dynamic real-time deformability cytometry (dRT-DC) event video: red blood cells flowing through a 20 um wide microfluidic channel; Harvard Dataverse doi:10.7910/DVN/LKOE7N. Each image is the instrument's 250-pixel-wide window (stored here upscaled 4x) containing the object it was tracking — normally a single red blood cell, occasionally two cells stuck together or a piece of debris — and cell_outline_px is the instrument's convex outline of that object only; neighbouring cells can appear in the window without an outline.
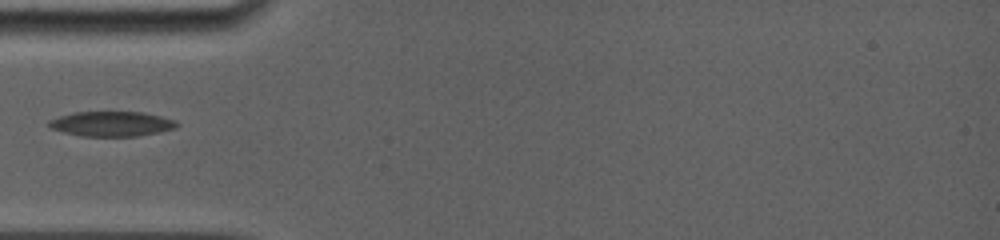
{"species": "common noctule bat (a hibernating species)", "species_latin": "Nyctalus noctula", "temperature_condition": "room temperature", "stored_images_in_passage": 33, "camera_frame_rate_fps": 5000, "um_per_image_px": 0.085, "animal": {"sex": "female", "body_mass_g": 19.0, "forearm_length_mm": 56.7}, "frame": {"image": 1, "passage_image": 1, "time_ms": 0.0, "image_size_px": [1000, 240], "cell_outline_px": [[180, 124], [176, 128], [160, 132], [136, 136], [84, 136], [64, 132], [48, 128], [48, 120], [72, 112], [144, 112], [176, 120]], "centroid_in_image_um": [9.5, 10.52], "position_along_channel_um": 75.5, "area_um2": 18.67}}
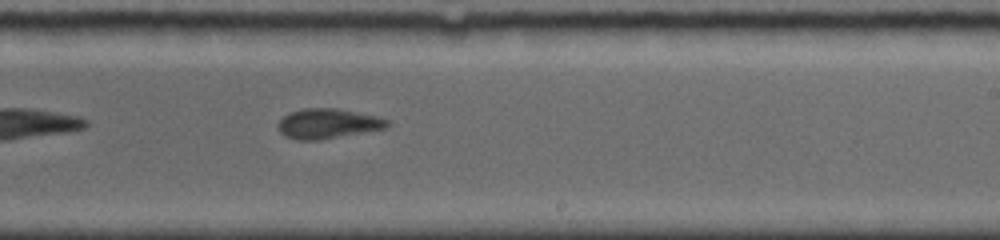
{"frame": {"image": 2, "passage_image": 10, "time_ms": 4.8, "image_size_px": [1000, 240], "cell_outline_px": [[392, 124], [384, 128], [316, 140], [300, 140], [284, 136], [280, 132], [280, 120], [284, 116], [292, 112], [304, 108], [336, 108], [376, 116], [392, 120]], "centroid_in_image_um": [27.9, 10.49], "position_along_channel_um": 261.1, "area_um2": 18.61}}
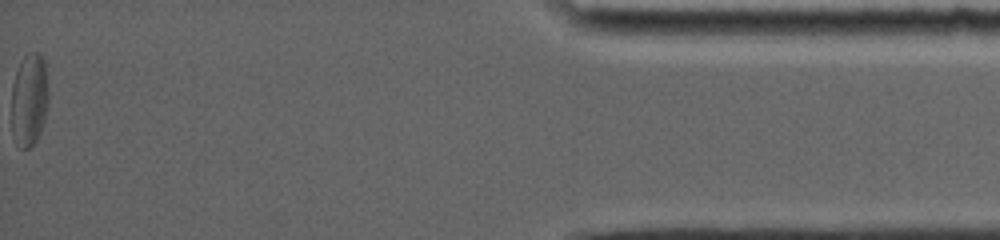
{"frame": {"image": 3, "passage_image": 33, "time_ms": 11.2, "image_size_px": [1000, 240], "cell_outline_px": [[48, 104], [44, 124], [36, 140], [28, 148], [20, 148], [12, 136], [12, 84], [16, 72], [24, 56], [28, 52], [40, 52], [44, 60], [48, 88]], "centroid_in_image_um": [2.49, 8.47], "position_along_channel_um": 432.7, "area_um2": 20.23}}